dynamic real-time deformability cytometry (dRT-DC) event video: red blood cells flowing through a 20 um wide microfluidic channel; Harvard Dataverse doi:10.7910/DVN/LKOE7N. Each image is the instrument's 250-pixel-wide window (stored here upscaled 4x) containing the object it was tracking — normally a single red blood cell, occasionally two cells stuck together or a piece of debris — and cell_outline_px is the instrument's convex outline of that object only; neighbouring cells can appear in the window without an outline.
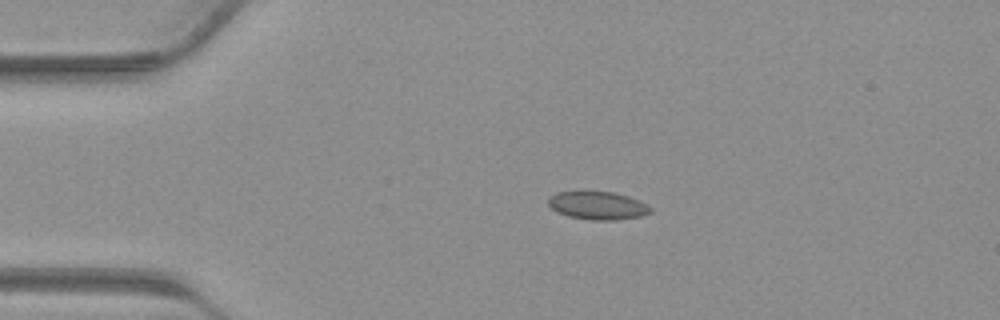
{"species": "common noctule bat (a hibernating species)", "species_latin": "Nyctalus noctula", "temperature_condition": "warm", "stored_images_in_passage": 33, "camera_frame_rate_fps": 3000, "um_per_image_px": 0.085, "animal": {"sex": "male", "body_mass_g": 23.1, "forearm_length_mm": 52.7}, "frame": {"image": 1, "passage_image": 1, "time_ms": 0.0, "image_size_px": [1000, 320], "cell_outline_px": [[652, 212], [640, 216], [616, 220], [592, 220], [568, 216], [556, 212], [548, 204], [548, 196], [556, 192], [616, 192], [628, 196], [648, 204], [652, 208]], "centroid_in_image_um": [50.81, 17.47], "position_along_channel_um": 34.2, "area_um2": 16.76}}
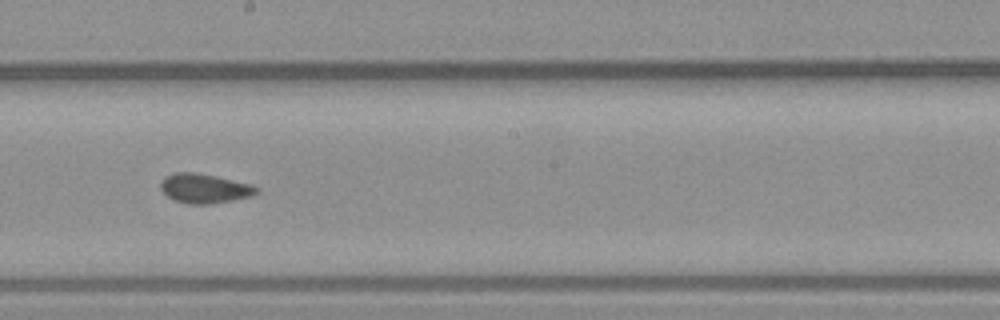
{"frame": {"image": 2, "passage_image": 15, "time_ms": 4.667, "image_size_px": [1000, 320], "cell_outline_px": [[260, 192], [252, 196], [232, 200], [208, 204], [188, 204], [172, 200], [160, 188], [160, 180], [164, 176], [176, 172], [196, 172], [216, 176], [252, 184], [260, 188]], "centroid_in_image_um": [17.39, 16.01], "position_along_channel_um": 230.8, "area_um2": 16.7}}
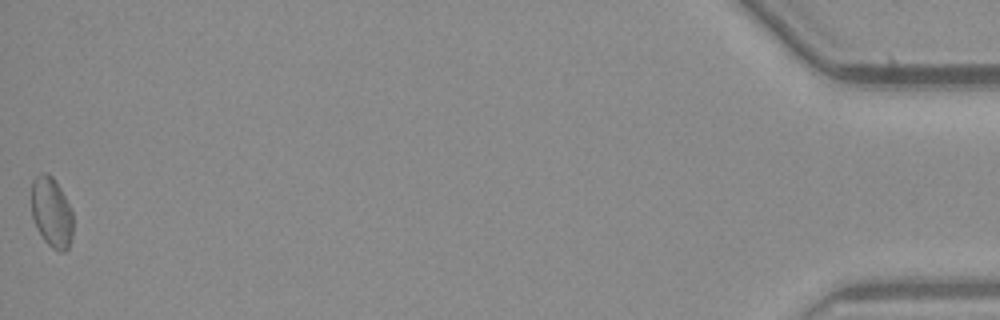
{"frame": {"image": 3, "passage_image": 33, "time_ms": 10.667, "image_size_px": [1000, 320], "cell_outline_px": [[72, 236], [68, 248], [64, 252], [60, 252], [52, 248], [44, 240], [32, 216], [32, 180], [40, 172], [48, 172], [56, 180], [72, 212]], "centroid_in_image_um": [4.38, 18.02], "position_along_channel_um": 430.8, "area_um2": 16.88}}